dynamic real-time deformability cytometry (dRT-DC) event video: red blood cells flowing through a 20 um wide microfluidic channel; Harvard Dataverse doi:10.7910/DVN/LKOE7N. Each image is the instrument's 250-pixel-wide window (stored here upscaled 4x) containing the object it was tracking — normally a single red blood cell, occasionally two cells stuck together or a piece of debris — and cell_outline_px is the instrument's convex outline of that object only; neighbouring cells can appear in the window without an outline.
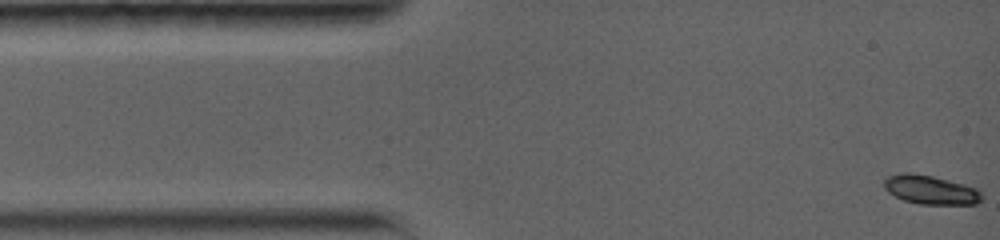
{"species": "common noctule bat (a hibernating species)", "species_latin": "Nyctalus noctula", "temperature_condition": "warm", "stored_images_in_passage": 58, "camera_frame_rate_fps": 5000, "um_per_image_px": 0.085, "animal": {"sex": "female", "body_mass_g": 19.0, "forearm_length_mm": 56.7}, "frame": {"image": 1, "passage_image": 1, "time_ms": 0.0, "image_size_px": [1000, 240], "cell_outline_px": [[984, 196], [976, 204], [920, 204], [904, 200], [888, 192], [884, 188], [884, 180], [888, 176], [904, 172], [908, 172], [932, 176], [964, 184], [976, 188]], "centroid_in_image_um": [79.1, 16.13], "position_along_channel_um": 5.9, "area_um2": 16.36}}
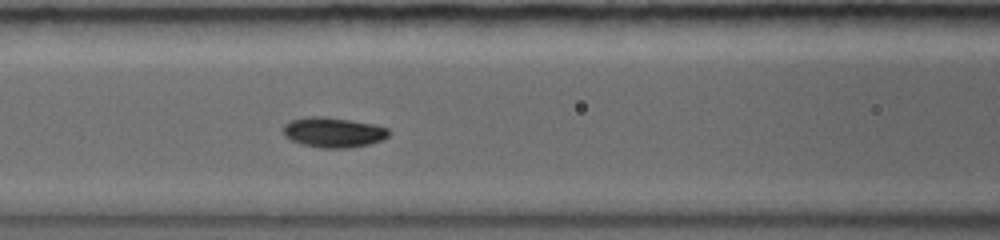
{"frame": {"image": 2, "passage_image": 24, "time_ms": 5.6, "image_size_px": [1000, 240], "cell_outline_px": [[392, 132], [388, 136], [380, 140], [368, 144], [348, 148], [320, 148], [300, 144], [284, 136], [284, 124], [292, 120], [304, 116], [324, 116], [372, 124], [388, 128]], "centroid_in_image_um": [28.31, 11.25], "position_along_channel_um": 138.3, "area_um2": 18.5}}
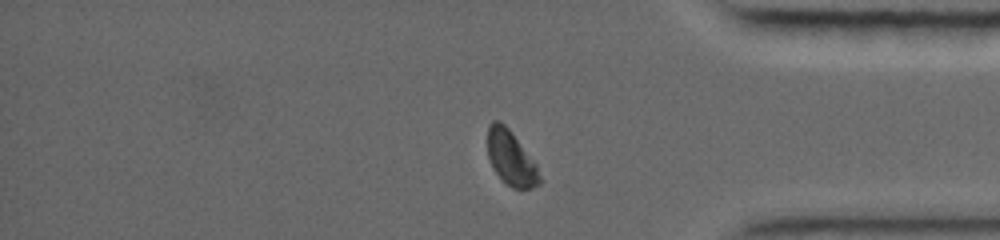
{"frame": {"image": 3, "passage_image": 51, "time_ms": 12.6, "image_size_px": [1000, 240], "cell_outline_px": [[540, 184], [532, 188], [512, 188], [496, 172], [488, 156], [488, 124], [492, 120], [500, 120], [512, 132], [536, 164], [540, 176]], "centroid_in_image_um": [43.43, 13.4], "position_along_channel_um": 391.8, "area_um2": 16.24}, "authors_computed_cell_mechanics": {"area_um2": 17.629, "velocity_mm_per_s": 3.8022, "shape_relaxation_time_tau1_ms": 3.0686, "shape_relaxation_time_tau2_ms": null, "deformation_change_tau1": 0.1367, "deformation_change_tau2": null}}